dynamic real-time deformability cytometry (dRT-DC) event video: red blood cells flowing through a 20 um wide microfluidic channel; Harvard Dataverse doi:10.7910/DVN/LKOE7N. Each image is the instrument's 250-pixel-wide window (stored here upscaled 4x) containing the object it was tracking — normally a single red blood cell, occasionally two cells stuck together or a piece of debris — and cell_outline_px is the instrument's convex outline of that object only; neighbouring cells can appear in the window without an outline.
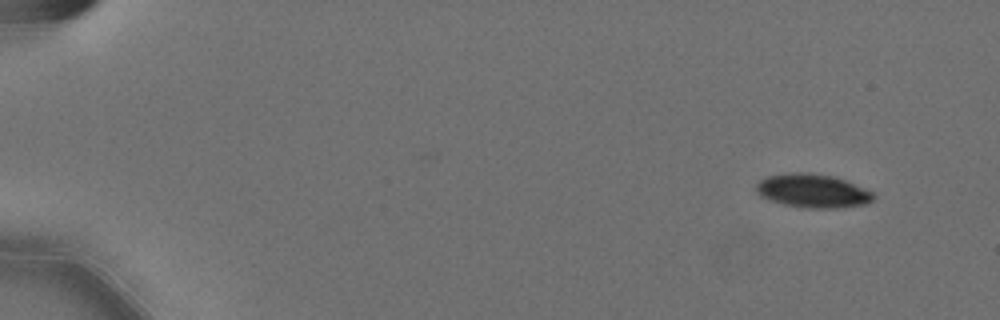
{"species": "Egyptian fruit bat (a non-hibernating species)", "species_latin": "Rousettus aegyptiacus", "temperature_condition": "cold", "stored_images_in_passage": 55, "camera_frame_rate_fps": 3000, "um_per_image_px": 0.085, "animal": {"sex": "female"}, "frame": {"image": 1, "passage_image": 1, "time_ms": 0.0, "image_size_px": [1000, 320], "cell_outline_px": [[872, 200], [864, 204], [840, 208], [812, 208], [784, 204], [760, 196], [756, 192], [756, 184], [760, 180], [768, 176], [788, 172], [808, 172], [832, 176], [844, 180], [872, 192]], "centroid_in_image_um": [69.03, 16.21], "position_along_channel_um": 16.0, "area_um2": 22.66}}
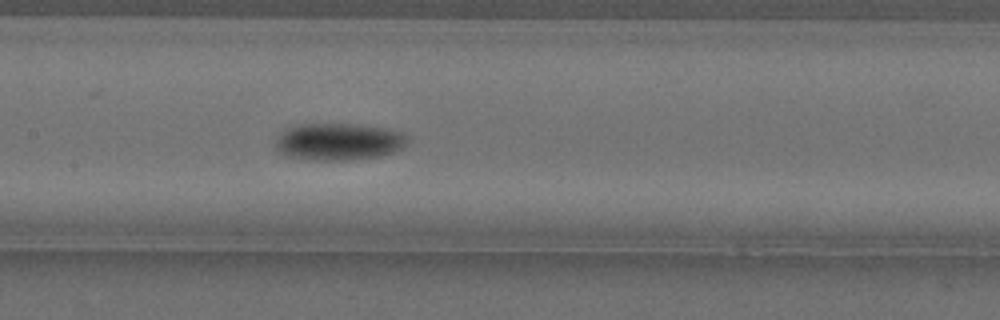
{"frame": {"image": 2, "passage_image": 26, "time_ms": 8.333, "image_size_px": [1000, 320], "cell_outline_px": [[408, 140], [404, 148], [380, 156], [348, 160], [316, 160], [288, 156], [280, 152], [276, 148], [276, 140], [288, 128], [296, 124], [360, 124], [384, 128], [400, 132], [408, 136]], "centroid_in_image_um": [28.83, 12.04], "position_along_channel_um": 178.6, "area_um2": 28.38}}
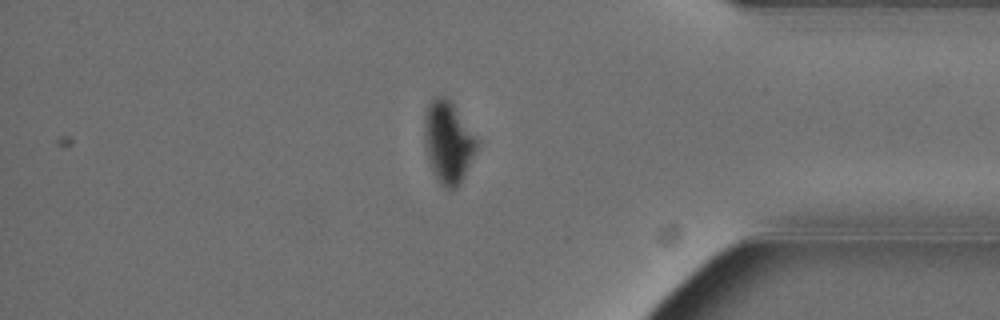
{"frame": {"image": 3, "passage_image": 46, "time_ms": 15.0, "image_size_px": [1000, 320], "cell_outline_px": [[480, 140], [476, 152], [460, 184], [452, 192], [444, 188], [436, 180], [428, 164], [424, 148], [424, 116], [428, 104], [436, 96], [444, 96], [452, 100]], "centroid_in_image_um": [38.1, 12.09], "position_along_channel_um": 397.1, "area_um2": 26.13}, "authors_computed_cell_mechanics": {"area_um2": 25.9522, "velocity_mm_per_s": 3.5877, "shape_relaxation_time_tau1_ms": 2.699, "shape_relaxation_time_tau2_ms": null, "deformation_change_tau1": 0.1245, "deformation_change_tau2": null}}